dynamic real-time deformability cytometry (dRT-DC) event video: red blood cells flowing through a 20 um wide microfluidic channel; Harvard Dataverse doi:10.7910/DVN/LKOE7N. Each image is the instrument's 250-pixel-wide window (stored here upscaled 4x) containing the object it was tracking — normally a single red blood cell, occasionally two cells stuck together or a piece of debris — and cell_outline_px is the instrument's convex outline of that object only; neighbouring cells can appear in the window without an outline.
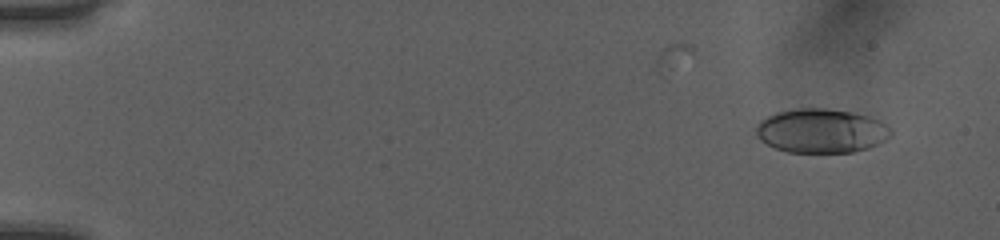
{"species": "human", "species_latin": "Homo sapiens", "temperature_condition": "room temperature", "stored_images_in_passage": 48, "camera_frame_rate_fps": 3000, "um_per_image_px": 0.085, "donor": {"sex": "female"}, "frame": {"image": 1, "passage_image": 4, "time_ms": 1.0, "image_size_px": [1000, 240], "cell_outline_px": [[892, 136], [868, 148], [852, 152], [788, 152], [776, 148], [760, 140], [756, 132], [756, 124], [760, 120], [776, 112], [800, 108], [824, 108], [852, 112], [868, 116], [880, 120], [888, 124], [892, 132]], "centroid_in_image_um": [69.82, 11.11], "position_along_channel_um": 15.2, "area_um2": 34.68}}
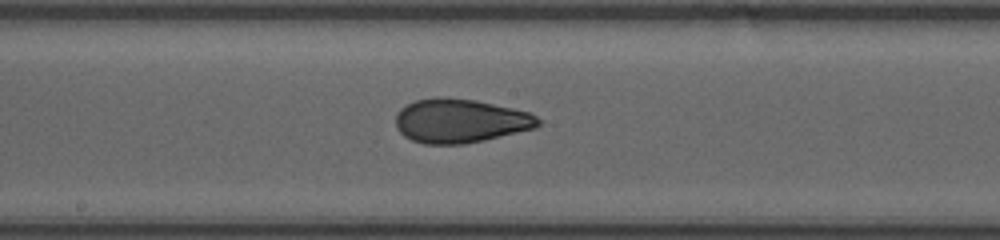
{"frame": {"image": 2, "passage_image": 29, "time_ms": 9.333, "image_size_px": [1000, 240], "cell_outline_px": [[540, 124], [536, 128], [484, 140], [464, 144], [424, 144], [412, 140], [404, 136], [396, 128], [396, 116], [400, 108], [416, 100], [436, 96], [444, 96], [476, 100], [532, 112], [540, 120]], "centroid_in_image_um": [39.13, 10.26], "position_along_channel_um": 209.1, "area_um2": 36.82}}
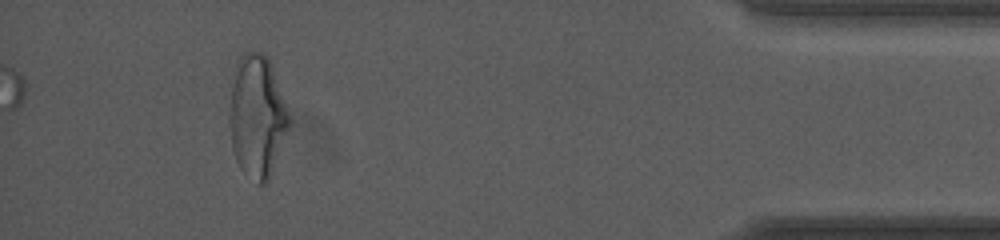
{"frame": {"image": 3, "passage_image": 48, "time_ms": 15.667, "image_size_px": [1000, 240], "cell_outline_px": [[292, 124], [268, 180], [264, 184], [256, 184], [240, 168], [236, 160], [232, 148], [228, 116], [232, 72], [240, 56], [244, 52], [260, 52], [268, 56], [288, 108], [292, 120]], "centroid_in_image_um": [21.85, 9.88], "position_along_channel_um": 413.3, "area_um2": 43.35}, "authors_computed_cell_mechanics": {"area_um2": 35.5759, "velocity_mm_per_s": 4.0411, "shape_relaxation_time_tau1_ms": 8.7086, "shape_relaxation_time_tau2_ms": 1.3238, "deformation_change_tau1": 0.2184, "deformation_change_tau2": 0.0763}}